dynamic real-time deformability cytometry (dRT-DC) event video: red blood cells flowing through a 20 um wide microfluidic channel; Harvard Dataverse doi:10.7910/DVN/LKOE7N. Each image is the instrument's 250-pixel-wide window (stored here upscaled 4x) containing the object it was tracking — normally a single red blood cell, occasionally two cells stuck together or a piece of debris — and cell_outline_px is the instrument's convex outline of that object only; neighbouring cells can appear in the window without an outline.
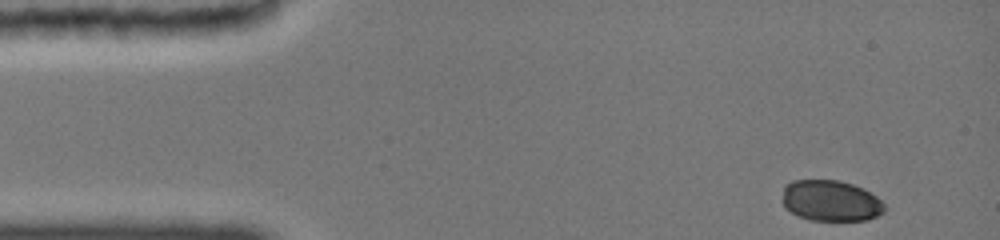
{"species": "common noctule bat (a hibernating species)", "species_latin": "Nyctalus noctula", "temperature_condition": "cold", "stored_images_in_passage": 17, "camera_frame_rate_fps": 3000, "um_per_image_px": 0.085, "animal": {"sex": "female", "body_mass_g": 19.0, "forearm_length_mm": 51.5}, "frame": {"image": 1, "passage_image": 1, "time_ms": 0.0, "image_size_px": [1000, 240], "cell_outline_px": [[884, 212], [868, 220], [808, 220], [784, 208], [784, 184], [792, 180], [840, 180], [864, 188], [876, 196], [884, 204]], "centroid_in_image_um": [70.62, 17.05], "position_along_channel_um": 14.4, "area_um2": 24.39}}
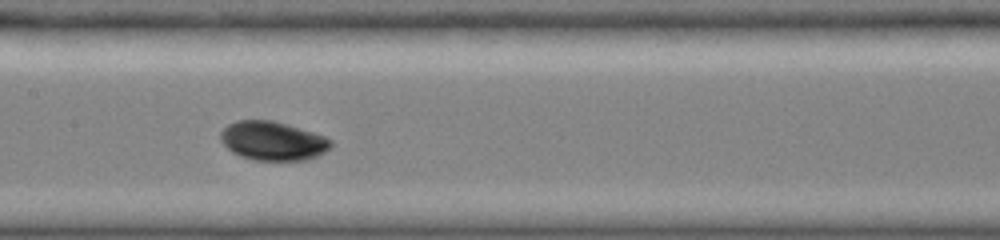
{"frame": {"image": 2, "passage_image": 8, "time_ms": 6.667, "image_size_px": [1000, 240], "cell_outline_px": [[332, 144], [320, 156], [308, 160], [252, 160], [240, 156], [232, 152], [220, 140], [220, 132], [228, 124], [236, 120], [272, 120], [312, 132], [324, 136], [332, 140]], "centroid_in_image_um": [23.17, 11.98], "position_along_channel_um": 184.2, "area_um2": 25.03}}
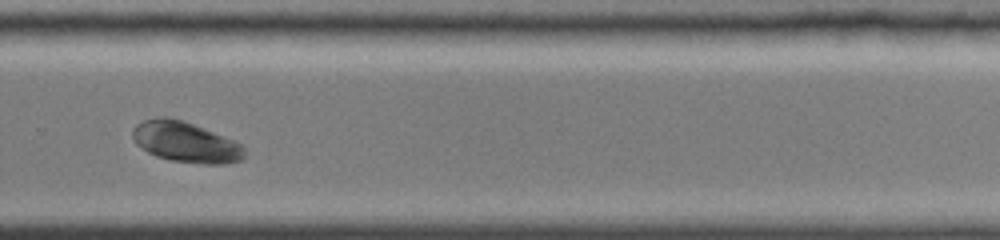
{"frame": {"image": 3, "passage_image": 15, "time_ms": 10.0, "image_size_px": [1000, 240], "cell_outline_px": [[248, 152], [240, 160], [224, 164], [204, 164], [172, 160], [156, 156], [148, 152], [136, 144], [132, 136], [132, 128], [136, 124], [144, 120], [160, 116], [164, 116], [180, 120], [192, 124], [224, 136], [240, 144]], "centroid_in_image_um": [15.76, 12.08], "position_along_channel_um": 314.0, "area_um2": 26.24}}